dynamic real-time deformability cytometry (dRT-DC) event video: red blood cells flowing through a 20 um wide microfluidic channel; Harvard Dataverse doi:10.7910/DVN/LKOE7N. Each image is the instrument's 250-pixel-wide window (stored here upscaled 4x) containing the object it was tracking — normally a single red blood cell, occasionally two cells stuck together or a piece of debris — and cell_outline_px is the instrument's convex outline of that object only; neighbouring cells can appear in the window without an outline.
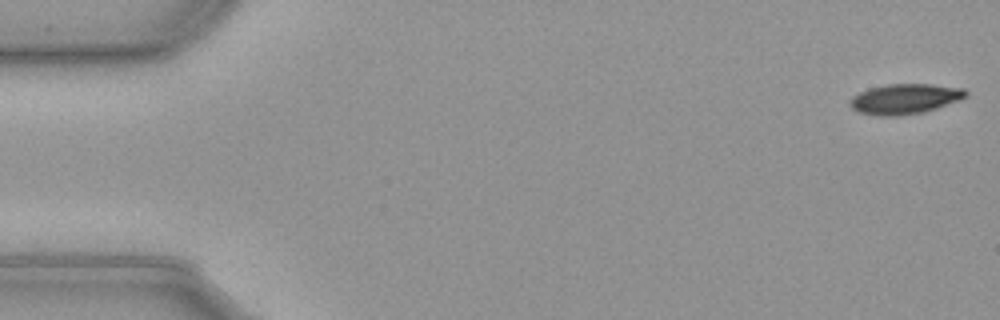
{"species": "common noctule bat (a hibernating species)", "species_latin": "Nyctalus noctula", "temperature_condition": "cold", "stored_images_in_passage": 13, "camera_frame_rate_fps": 3000, "um_per_image_px": 0.085, "animal": {"sex": "male", "body_mass_g": 23.1, "forearm_length_mm": 52.7}, "frame": {"image": 1, "passage_image": 1, "time_ms": 0.0, "image_size_px": [1000, 320], "cell_outline_px": [[968, 96], [960, 100], [936, 108], [920, 112], [896, 116], [880, 116], [860, 112], [852, 108], [848, 104], [848, 100], [852, 96], [868, 88], [888, 84], [932, 84], [964, 88], [968, 92]], "centroid_in_image_um": [76.91, 8.39], "position_along_channel_um": 8.1, "area_um2": 20.4}}